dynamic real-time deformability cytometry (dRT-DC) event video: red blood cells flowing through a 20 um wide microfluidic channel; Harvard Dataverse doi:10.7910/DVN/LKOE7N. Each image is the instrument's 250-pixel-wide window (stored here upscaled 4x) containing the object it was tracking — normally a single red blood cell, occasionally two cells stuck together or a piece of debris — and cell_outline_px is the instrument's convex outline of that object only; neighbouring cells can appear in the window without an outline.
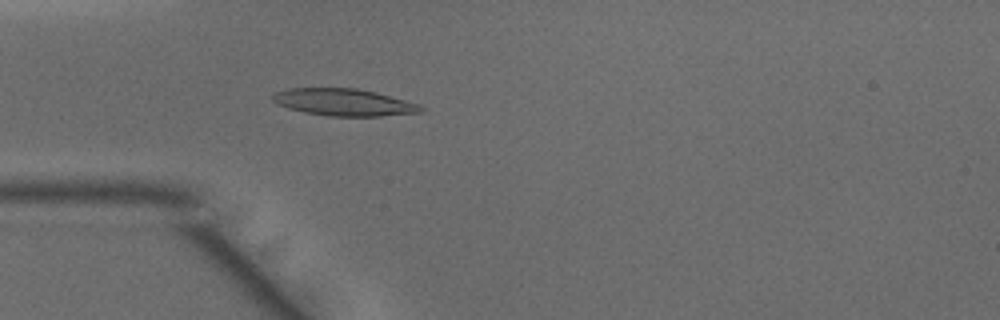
{"species": "common noctule bat (a hibernating species)", "species_latin": "Nyctalus noctula", "temperature_condition": "warm", "stored_images_in_passage": 30, "camera_frame_rate_fps": 3000, "um_per_image_px": 0.085, "animal": {"sex": "male", "body_mass_g": 15.6}, "frame": {"image": 1, "passage_image": 13, "time_ms": 4.0, "image_size_px": [1000, 320], "cell_outline_px": [[424, 112], [380, 116], [328, 116], [304, 112], [288, 108], [276, 104], [272, 100], [272, 96], [276, 92], [288, 88], [356, 88], [376, 92], [420, 104], [424, 108]], "centroid_in_image_um": [29.23, 8.69], "position_along_channel_um": 55.8, "area_um2": 23.47}}
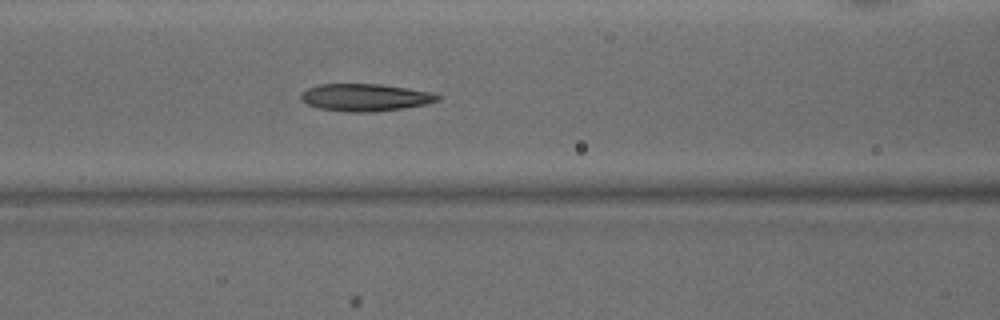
{"frame": {"image": 2, "passage_image": 19, "time_ms": 6.0, "image_size_px": [1000, 320], "cell_outline_px": [[444, 96], [440, 100], [424, 104], [404, 108], [372, 112], [352, 112], [320, 108], [308, 104], [300, 100], [300, 96], [308, 88], [320, 84], [380, 84], [408, 88], [432, 92]], "centroid_in_image_um": [31.1, 8.27], "position_along_channel_um": 135.5, "area_um2": 21.73}}
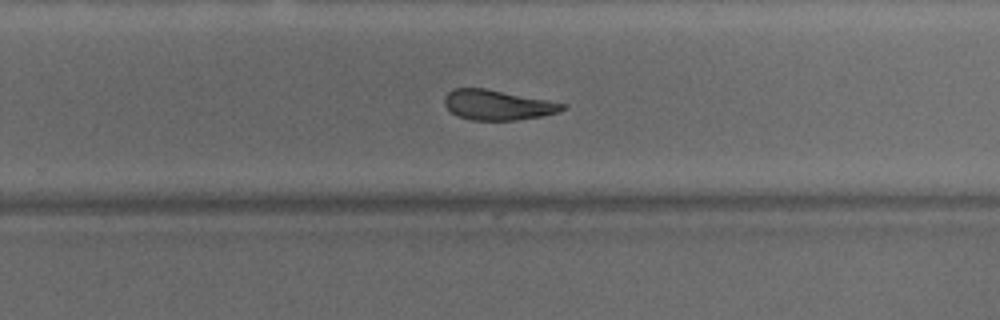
{"frame": {"image": 3, "passage_image": 30, "time_ms": 9.667, "image_size_px": [1000, 320], "cell_outline_px": [[568, 104], [564, 108], [556, 112], [540, 116], [516, 120], [472, 120], [460, 116], [452, 112], [444, 104], [444, 96], [452, 88], [484, 88]], "centroid_in_image_um": [42.26, 8.91], "position_along_channel_um": 287.5, "area_um2": 20.35}}